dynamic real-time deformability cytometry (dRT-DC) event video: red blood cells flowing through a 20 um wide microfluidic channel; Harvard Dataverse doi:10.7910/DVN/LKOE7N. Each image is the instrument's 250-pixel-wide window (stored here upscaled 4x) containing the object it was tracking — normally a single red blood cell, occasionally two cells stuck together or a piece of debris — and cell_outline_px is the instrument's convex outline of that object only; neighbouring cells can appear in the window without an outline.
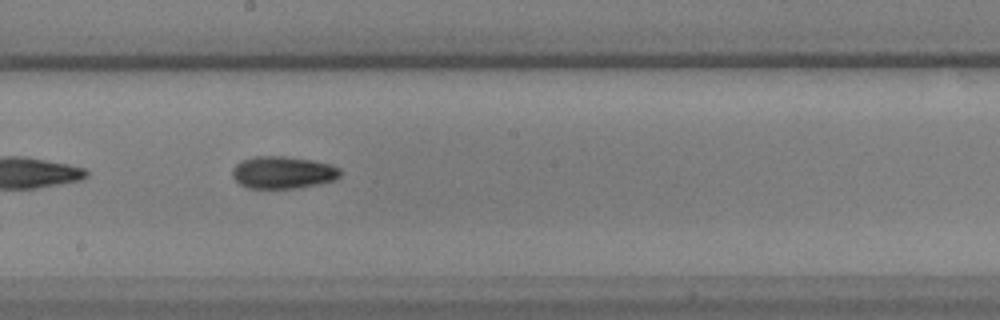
{"species": "common noctule bat (a hibernating species)", "species_latin": "Nyctalus noctula", "temperature_condition": "warm", "stored_images_in_passage": 35, "camera_frame_rate_fps": 3000, "um_per_image_px": 0.085, "animal": {"sex": "male", "body_mass_g": 17.9, "forearm_length_mm": 54.2}, "frame": {"image": 1, "passage_image": 16, "time_ms": 5.0, "image_size_px": [1000, 320], "cell_outline_px": [[340, 176], [336, 180], [320, 184], [296, 188], [248, 188], [240, 184], [232, 176], [232, 168], [236, 164], [244, 160], [256, 156], [284, 156], [312, 160], [328, 164], [340, 168]], "centroid_in_image_um": [24.06, 14.66], "position_along_channel_um": 224.1, "area_um2": 20.29}}